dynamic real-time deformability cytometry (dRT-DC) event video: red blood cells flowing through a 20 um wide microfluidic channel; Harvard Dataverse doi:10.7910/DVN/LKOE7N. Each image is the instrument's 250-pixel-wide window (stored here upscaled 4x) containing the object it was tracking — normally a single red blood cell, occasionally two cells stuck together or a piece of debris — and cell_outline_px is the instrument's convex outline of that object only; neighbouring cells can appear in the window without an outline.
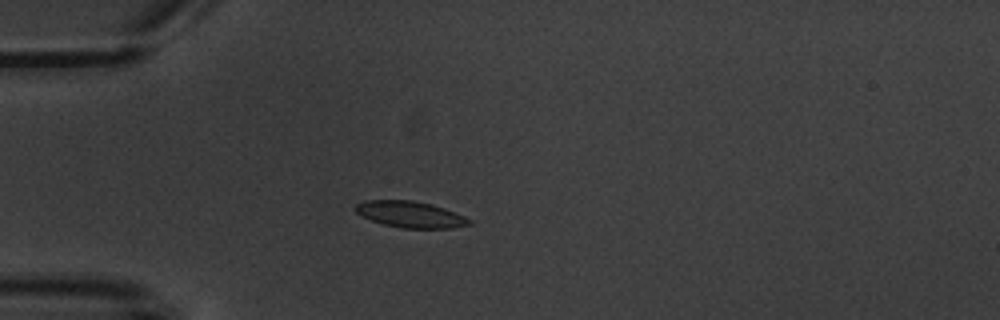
{"species": "common noctule bat (a hibernating species)", "species_latin": "Nyctalus noctula", "temperature_condition": "warm", "stored_images_in_passage": 3, "camera_frame_rate_fps": 3000, "um_per_image_px": 0.085, "animal": {"sex": "male", "body_mass_g": 20.1, "forearm_length_mm": 53.5}, "frame": {"image": 1, "passage_image": 3, "time_ms": 3.0, "image_size_px": [1000, 320], "cell_outline_px": [[472, 224], [452, 228], [404, 228], [384, 224], [372, 220], [356, 212], [356, 204], [364, 200], [412, 200], [432, 204], [444, 208], [464, 216], [472, 220]], "centroid_in_image_um": [34.92, 18.22], "position_along_channel_um": 50.1, "area_um2": 17.28}}